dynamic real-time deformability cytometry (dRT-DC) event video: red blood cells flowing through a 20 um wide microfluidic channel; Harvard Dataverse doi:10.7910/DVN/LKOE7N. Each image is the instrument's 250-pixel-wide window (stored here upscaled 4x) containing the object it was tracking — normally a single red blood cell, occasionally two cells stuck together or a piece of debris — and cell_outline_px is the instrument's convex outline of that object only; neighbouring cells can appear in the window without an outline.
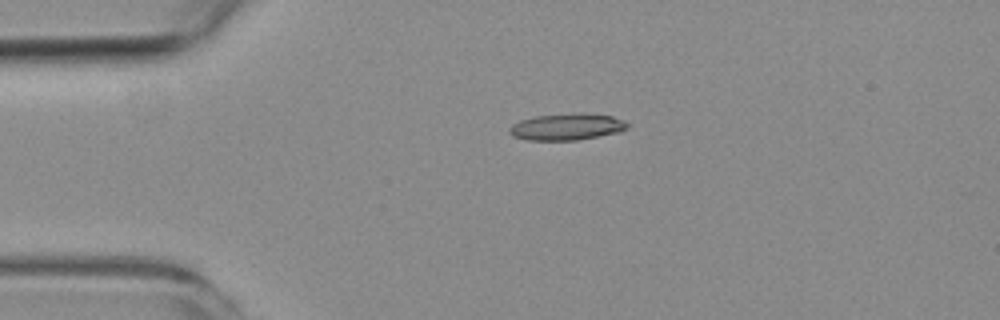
{"species": "common noctule bat (a hibernating species)", "species_latin": "Nyctalus noctula", "temperature_condition": "room temperature", "stored_images_in_passage": 2, "camera_frame_rate_fps": 3000, "um_per_image_px": 0.085, "animal": {"sex": "female", "body_mass_g": 19.3, "forearm_length_mm": 54.1}, "frame": {"image": 1, "passage_image": 1, "time_ms": 0.0, "image_size_px": [1000, 320], "cell_outline_px": [[628, 128], [620, 132], [576, 140], [528, 140], [512, 136], [508, 132], [508, 128], [512, 124], [520, 120], [536, 116], [580, 112], [584, 112], [612, 116], [624, 120], [628, 124]], "centroid_in_image_um": [48.18, 10.77], "position_along_channel_um": 36.8, "area_um2": 18.5}}